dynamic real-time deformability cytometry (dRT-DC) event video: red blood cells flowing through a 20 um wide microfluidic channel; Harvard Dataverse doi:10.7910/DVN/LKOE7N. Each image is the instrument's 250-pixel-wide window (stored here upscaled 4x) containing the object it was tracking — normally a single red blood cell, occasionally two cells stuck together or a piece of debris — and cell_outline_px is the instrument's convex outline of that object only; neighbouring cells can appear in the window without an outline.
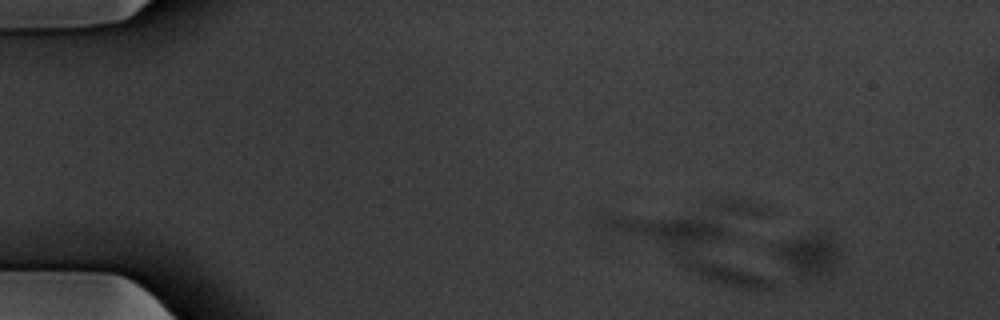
{"species": "common noctule bat (a hibernating species)", "species_latin": "Nyctalus noctula", "temperature_condition": "warm", "stored_images_in_passage": 6, "camera_frame_rate_fps": 3000, "um_per_image_px": 0.085, "animal": {"sex": "male", "body_mass_g": 20.1, "forearm_length_mm": 53.5}, "frame": {"image": 1, "passage_image": 1, "time_ms": 0.0, "image_size_px": [1000, 320], "cell_outline_px": [[840, 268], [832, 276], [824, 280], [804, 280], [776, 256], [772, 252], [772, 244], [780, 240], [800, 236], [828, 236], [836, 244], [840, 252]], "centroid_in_image_um": [68.8, 21.78], "position_along_channel_um": 16.2, "area_um2": 16.65}}